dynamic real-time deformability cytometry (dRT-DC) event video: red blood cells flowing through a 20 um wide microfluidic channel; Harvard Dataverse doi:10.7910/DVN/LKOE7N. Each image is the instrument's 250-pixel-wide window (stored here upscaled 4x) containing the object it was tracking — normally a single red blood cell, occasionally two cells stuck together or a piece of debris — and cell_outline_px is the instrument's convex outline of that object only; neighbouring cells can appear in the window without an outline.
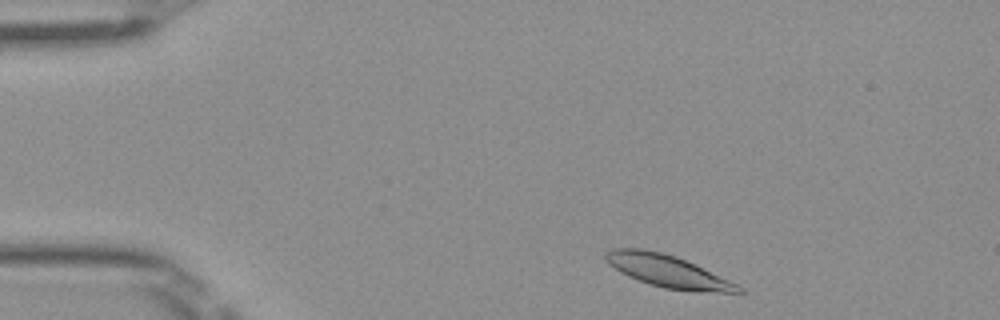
{"species": "Egyptian fruit bat (a non-hibernating species)", "species_latin": "Rousettus aegyptiacus", "temperature_condition": "room temperature", "stored_images_in_passage": 45, "camera_frame_rate_fps": 3000, "um_per_image_px": 0.085, "frame": {"image": 1, "passage_image": 2, "time_ms": 0.333, "image_size_px": [1000, 320], "cell_outline_px": [[744, 292], [696, 292], [664, 288], [628, 276], [620, 272], [608, 264], [604, 260], [604, 252], [612, 248], [640, 248], [664, 252], [676, 256], [728, 280], [744, 288]], "centroid_in_image_um": [56.69, 23.03], "position_along_channel_um": 28.3, "area_um2": 24.8}}
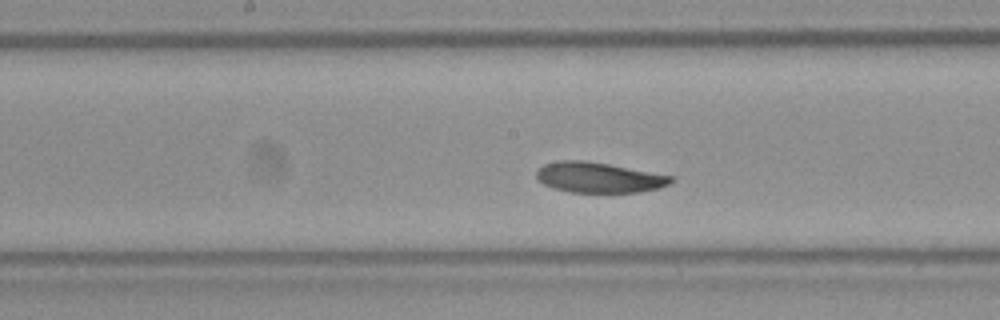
{"frame": {"image": 2, "passage_image": 20, "time_ms": 6.333, "image_size_px": [1000, 320], "cell_outline_px": [[676, 180], [660, 188], [640, 192], [572, 192], [552, 188], [544, 184], [536, 176], [536, 172], [544, 164], [560, 160], [584, 160], [608, 164], [676, 176]], "centroid_in_image_um": [50.95, 15.08], "position_along_channel_um": 197.2, "area_um2": 23.87}}
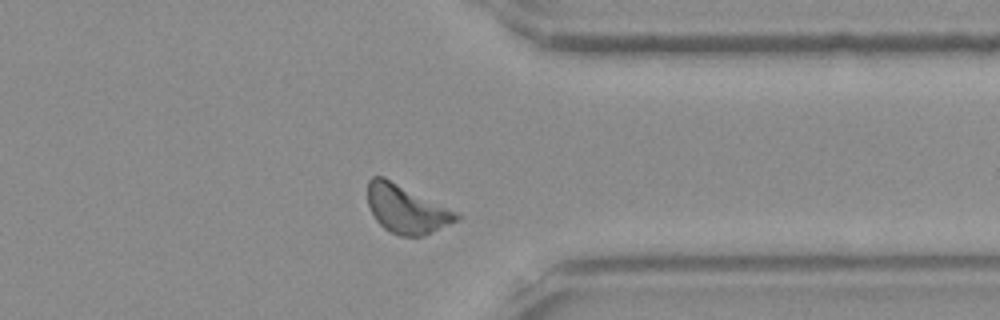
{"frame": {"image": 3, "passage_image": 34, "time_ms": 11.0, "image_size_px": [1000, 320], "cell_outline_px": [[464, 216], [460, 220], [424, 236], [400, 236], [384, 228], [376, 220], [368, 204], [368, 180], [372, 176], [384, 176], [460, 212]], "centroid_in_image_um": [34.61, 17.76], "position_along_channel_um": 376.8, "area_um2": 25.43}, "authors_computed_cell_mechanics": {"area_um2": 24.6806, "velocity_mm_per_s": 3.9562, "shape_relaxation_time_tau1_ms": 1.6648, "shape_relaxation_time_tau2_ms": 7.8133, "deformation_change_tau1": 0.0835, "deformation_change_tau2": 0.1285}}